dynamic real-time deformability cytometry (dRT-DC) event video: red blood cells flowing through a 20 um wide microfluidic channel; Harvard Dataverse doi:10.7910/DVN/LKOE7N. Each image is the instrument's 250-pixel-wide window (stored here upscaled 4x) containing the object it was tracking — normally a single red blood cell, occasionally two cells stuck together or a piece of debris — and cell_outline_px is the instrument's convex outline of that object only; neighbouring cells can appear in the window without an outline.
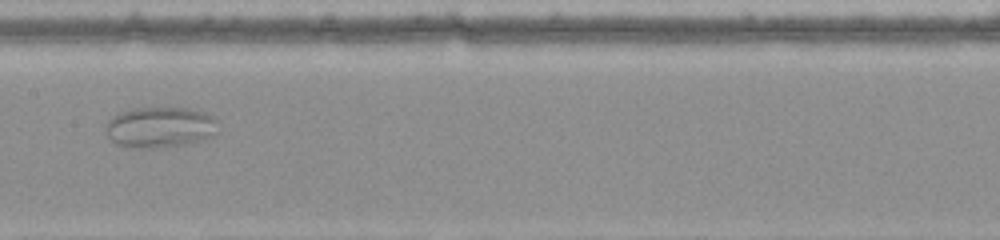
{"species": "common noctule bat (a hibernating species)", "species_latin": "Nyctalus noctula", "temperature_condition": "warm", "stored_images_in_passage": 37, "camera_frame_rate_fps": 3000, "um_per_image_px": 0.085, "animal": {"sex": "female", "body_mass_g": 22.0, "forearm_length_mm": 56.7}, "frame": {"image": 1, "passage_image": 13, "time_ms": 4.0, "image_size_px": [1000, 240], "cell_outline_px": [[216, 132], [212, 136], [204, 140], [188, 144], [152, 148], [132, 148], [116, 144], [108, 136], [104, 128], [108, 120], [112, 116], [120, 112], [136, 108], [188, 108], [204, 112], [212, 116], [216, 120]], "centroid_in_image_um": [13.58, 10.82], "position_along_channel_um": 193.8, "area_um2": 26.82}}
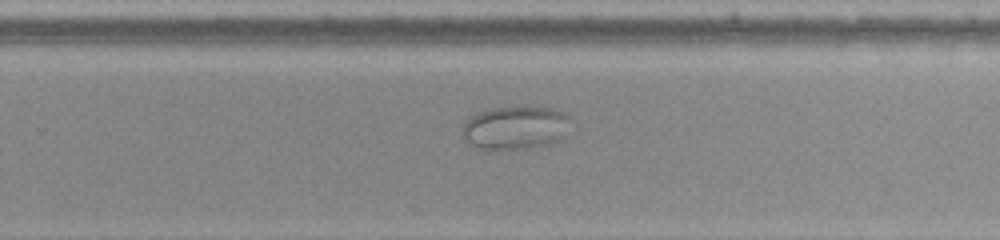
{"frame": {"image": 2, "passage_image": 20, "time_ms": 6.333, "image_size_px": [1000, 240], "cell_outline_px": [[568, 120], [564, 136], [560, 140], [548, 144], [528, 148], [476, 148], [468, 144], [464, 136], [464, 124], [468, 116], [480, 112], [496, 108], [552, 108], [564, 112], [568, 116]], "centroid_in_image_um": [43.79, 10.86], "position_along_channel_um": 286.0, "area_um2": 26.59}}
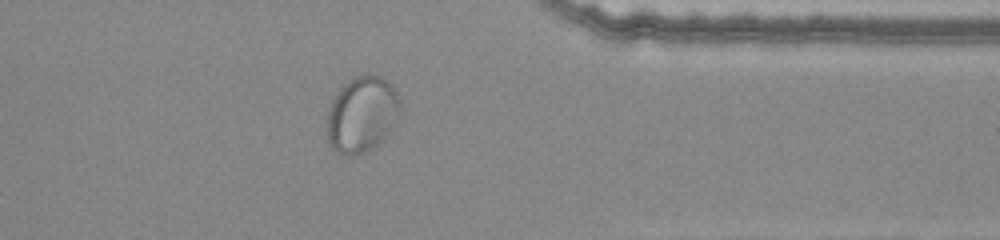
{"frame": {"image": 3, "passage_image": 28, "time_ms": 9.0, "image_size_px": [1000, 240], "cell_outline_px": [[400, 108], [396, 124], [372, 148], [348, 156], [344, 156], [336, 152], [332, 148], [328, 140], [328, 108], [336, 92], [352, 76], [364, 72], [368, 72], [380, 76], [392, 84], [400, 100]], "centroid_in_image_um": [30.76, 9.66], "position_along_channel_um": 380.6, "area_um2": 32.54}}